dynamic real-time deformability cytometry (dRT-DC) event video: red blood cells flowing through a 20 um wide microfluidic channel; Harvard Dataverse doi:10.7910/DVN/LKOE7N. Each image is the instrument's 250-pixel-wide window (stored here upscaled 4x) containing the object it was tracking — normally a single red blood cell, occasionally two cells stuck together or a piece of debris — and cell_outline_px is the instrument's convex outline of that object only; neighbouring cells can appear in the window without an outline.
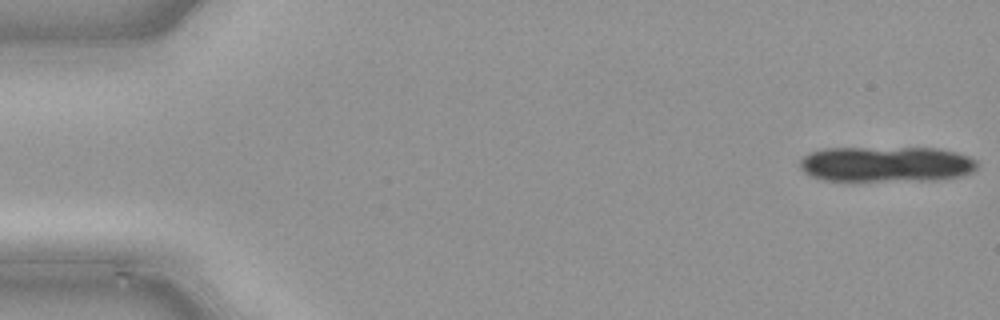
{"species": "common noctule bat (a hibernating species)", "species_latin": "Nyctalus noctula", "temperature_condition": "cold", "stored_images_in_passage": 11, "camera_frame_rate_fps": 3000, "um_per_image_px": 0.085, "animal": {"sex": "male", "body_mass_g": 21.5, "forearm_length_mm": 52.0}, "frame": {"image": 1, "passage_image": 1, "time_ms": 0.0, "image_size_px": [1000, 320], "cell_outline_px": [[976, 168], [972, 172], [960, 176], [936, 180], [824, 180], [812, 176], [804, 172], [800, 168], [800, 160], [804, 156], [812, 152], [824, 148], [936, 148], [956, 152], [968, 156], [976, 160]], "centroid_in_image_um": [75.33, 13.95], "position_along_channel_um": 9.7, "area_um2": 36.53}}